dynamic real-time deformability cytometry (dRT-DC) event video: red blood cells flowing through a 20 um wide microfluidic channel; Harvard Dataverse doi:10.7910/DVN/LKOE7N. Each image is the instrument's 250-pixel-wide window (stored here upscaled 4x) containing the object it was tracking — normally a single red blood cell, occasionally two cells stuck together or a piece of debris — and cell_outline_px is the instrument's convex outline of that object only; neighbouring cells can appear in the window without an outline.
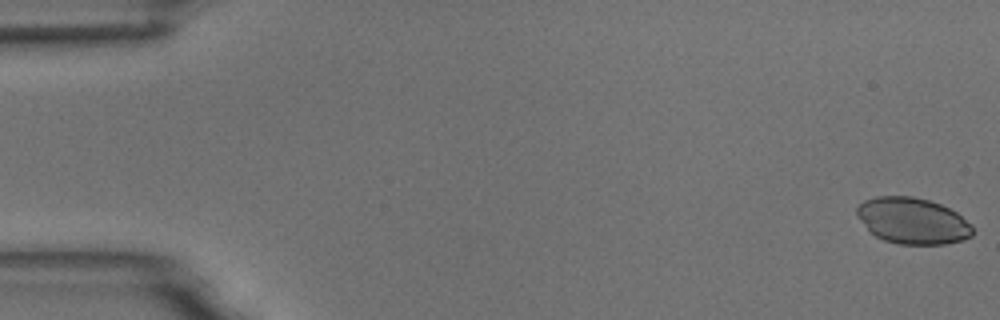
{"species": "common noctule bat (a hibernating species)", "species_latin": "Nyctalus noctula", "temperature_condition": "room temperature", "stored_images_in_passage": 54, "camera_frame_rate_fps": 3000, "um_per_image_px": 0.085, "animal": {"sex": "male", "body_mass_g": 18.8}, "frame": {"image": 1, "passage_image": 1, "time_ms": 0.0, "image_size_px": [1000, 320], "cell_outline_px": [[972, 236], [964, 240], [944, 244], [900, 244], [884, 240], [876, 236], [868, 228], [856, 212], [856, 208], [864, 200], [876, 196], [912, 196], [928, 200], [940, 204], [956, 212], [972, 224]], "centroid_in_image_um": [77.6, 18.76], "position_along_channel_um": 7.4, "area_um2": 30.92}}
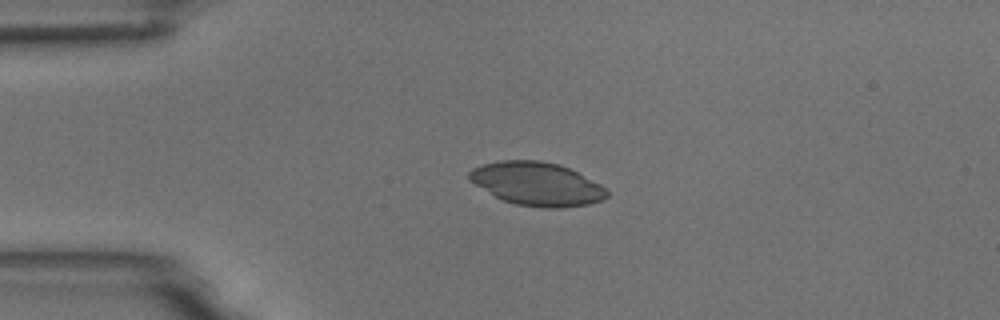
{"frame": {"image": 2, "passage_image": 13, "time_ms": 4.0, "image_size_px": [1000, 320], "cell_outline_px": [[608, 196], [604, 200], [588, 204], [560, 208], [544, 208], [516, 204], [504, 200], [496, 196], [468, 180], [468, 172], [472, 168], [484, 164], [500, 160], [540, 160], [560, 164], [608, 188]], "centroid_in_image_um": [45.65, 15.63], "position_along_channel_um": 39.3, "area_um2": 34.74}}
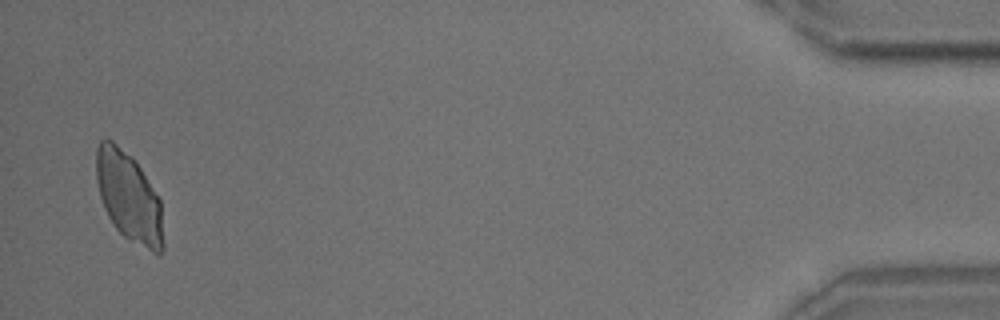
{"frame": {"image": 3, "passage_image": 53, "time_ms": 17.333, "image_size_px": [1000, 320], "cell_outline_px": [[164, 248], [160, 256], [152, 252], [124, 236], [116, 228], [108, 216], [104, 208], [100, 196], [96, 180], [96, 148], [100, 140], [104, 136], [112, 140], [132, 156], [140, 168], [160, 200], [164, 244]], "centroid_in_image_um": [10.94, 16.72], "position_along_channel_um": 424.3, "area_um2": 35.08}}